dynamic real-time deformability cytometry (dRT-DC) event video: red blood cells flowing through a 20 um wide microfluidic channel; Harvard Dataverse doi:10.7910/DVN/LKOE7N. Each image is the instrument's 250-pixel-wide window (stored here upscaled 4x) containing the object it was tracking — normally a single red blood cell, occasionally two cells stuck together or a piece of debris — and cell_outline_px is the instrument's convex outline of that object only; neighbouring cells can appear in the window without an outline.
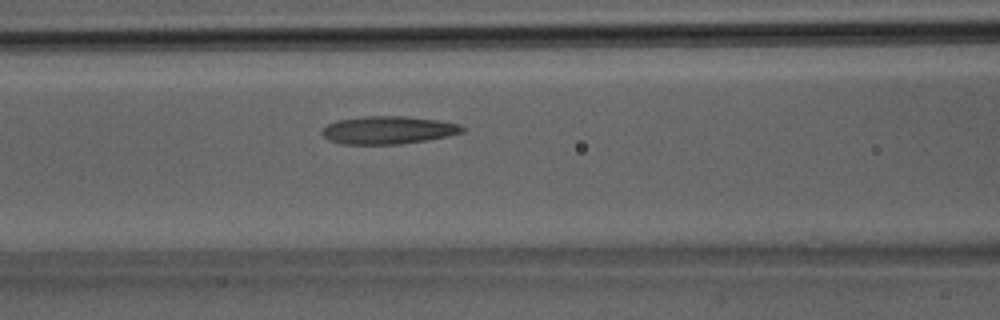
{"species": "Egyptian fruit bat (a non-hibernating species)", "species_latin": "Rousettus aegyptiacus", "temperature_condition": "room temperature", "stored_images_in_passage": 32, "camera_frame_rate_fps": 3000, "um_per_image_px": 0.085, "animal": {"sex": "male"}, "frame": {"image": 1, "passage_image": 10, "time_ms": 3.0, "image_size_px": [1000, 320], "cell_outline_px": [[464, 132], [448, 136], [400, 144], [344, 144], [328, 140], [320, 132], [328, 124], [336, 120], [364, 116], [404, 116], [436, 120], [460, 124], [464, 128]], "centroid_in_image_um": [32.97, 11.05], "position_along_channel_um": 133.6, "area_um2": 22.66}}
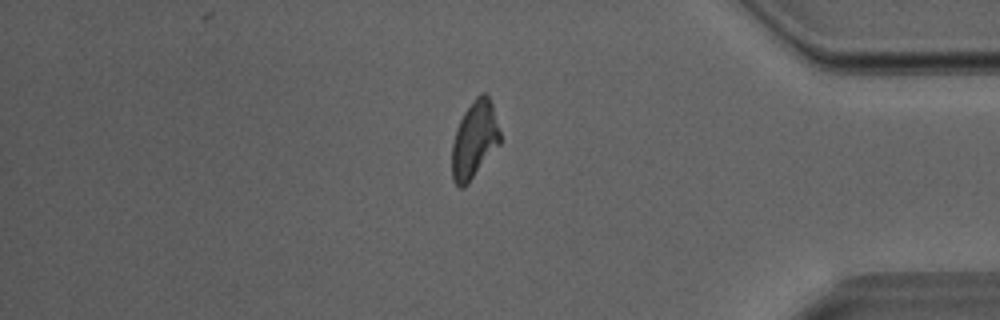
{"frame": {"image": 2, "passage_image": 26, "time_ms": 8.333, "image_size_px": [1000, 320], "cell_outline_px": [[500, 144], [468, 184], [464, 188], [460, 188], [452, 180], [452, 144], [456, 128], [464, 112], [472, 100], [480, 92], [484, 92], [488, 96], [492, 104], [500, 132]], "centroid_in_image_um": [40.32, 11.89], "position_along_channel_um": 394.9, "area_um2": 21.73}}
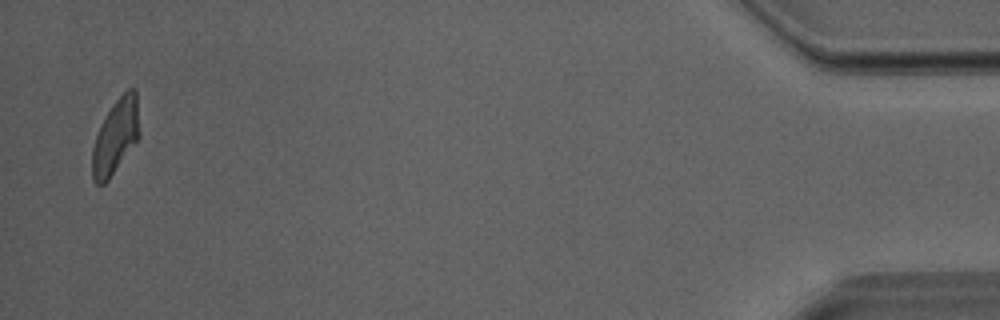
{"frame": {"image": 3, "passage_image": 31, "time_ms": 10.0, "image_size_px": [1000, 320], "cell_outline_px": [[140, 136], [108, 180], [104, 184], [96, 184], [92, 180], [92, 148], [100, 124], [116, 100], [128, 88], [136, 88], [140, 132]], "centroid_in_image_um": [9.83, 11.6], "position_along_channel_um": 425.4, "area_um2": 20.46}}